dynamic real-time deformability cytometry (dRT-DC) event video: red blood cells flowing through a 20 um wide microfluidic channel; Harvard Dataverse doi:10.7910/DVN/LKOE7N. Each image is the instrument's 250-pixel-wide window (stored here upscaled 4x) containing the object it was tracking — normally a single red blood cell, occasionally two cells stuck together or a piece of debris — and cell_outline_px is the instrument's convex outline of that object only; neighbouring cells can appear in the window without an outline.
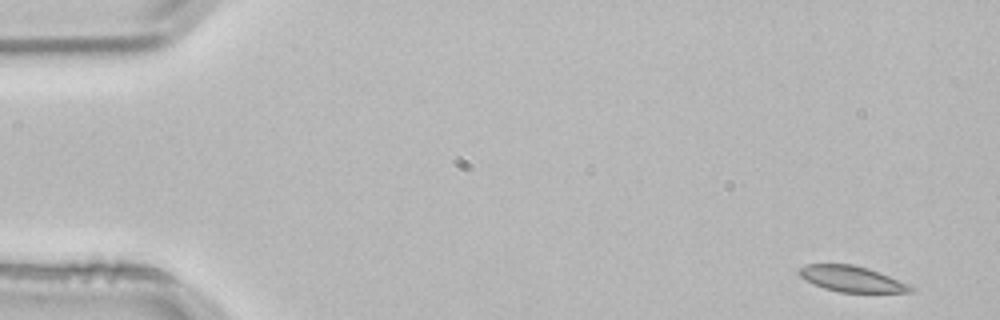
{"species": "common noctule bat (a hibernating species)", "species_latin": "Nyctalus noctula", "temperature_condition": "room temperature", "stored_images_in_passage": 4, "camera_frame_rate_fps": 3000, "um_per_image_px": 0.085, "animal": {"sex": "male", "body_mass_g": 21.5, "forearm_length_mm": 52.0}, "frame": {"image": 1, "passage_image": 1, "time_ms": 0.0, "image_size_px": [1000, 320], "cell_outline_px": [[916, 288], [912, 292], [840, 292], [824, 288], [800, 276], [796, 272], [800, 268], [808, 264], [852, 264], [868, 268], [908, 284]], "centroid_in_image_um": [72.4, 23.7], "position_along_channel_um": 12.6, "area_um2": 16.47}}
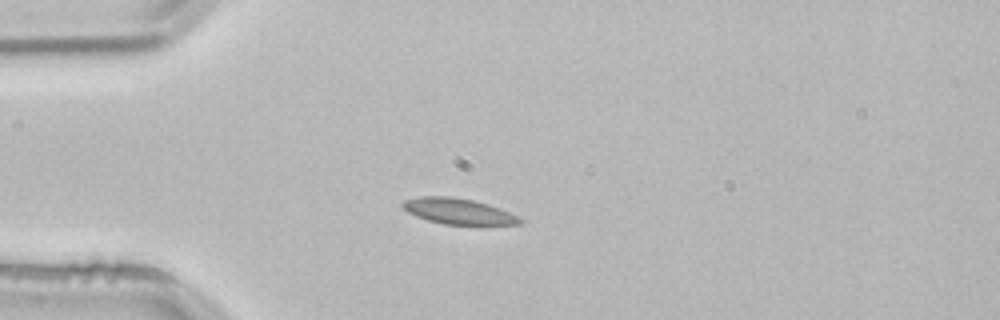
{"frame": {"image": 2, "passage_image": 3, "time_ms": 0.667, "image_size_px": [1000, 320], "cell_outline_px": [[524, 224], [484, 228], [476, 228], [444, 224], [428, 220], [416, 216], [408, 212], [400, 204], [404, 200], [420, 196], [452, 196], [472, 200], [488, 204], [500, 208], [524, 220]], "centroid_in_image_um": [39.08, 18.03], "position_along_channel_um": 45.9, "area_um2": 18.73}}
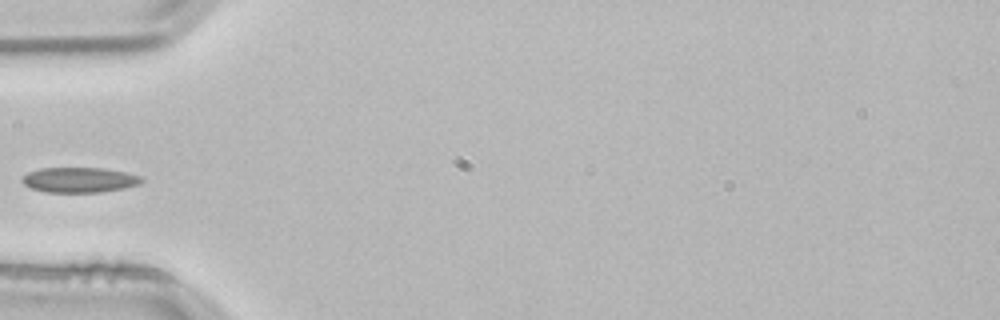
{"frame": {"image": 3, "passage_image": 4, "time_ms": 1.0, "image_size_px": [1000, 320], "cell_outline_px": [[144, 180], [140, 184], [124, 188], [100, 192], [44, 192], [32, 188], [24, 184], [20, 180], [28, 172], [40, 168], [104, 168], [124, 172], [140, 176]], "centroid_in_image_um": [6.74, 15.29], "position_along_channel_um": 78.3, "area_um2": 17.46}}